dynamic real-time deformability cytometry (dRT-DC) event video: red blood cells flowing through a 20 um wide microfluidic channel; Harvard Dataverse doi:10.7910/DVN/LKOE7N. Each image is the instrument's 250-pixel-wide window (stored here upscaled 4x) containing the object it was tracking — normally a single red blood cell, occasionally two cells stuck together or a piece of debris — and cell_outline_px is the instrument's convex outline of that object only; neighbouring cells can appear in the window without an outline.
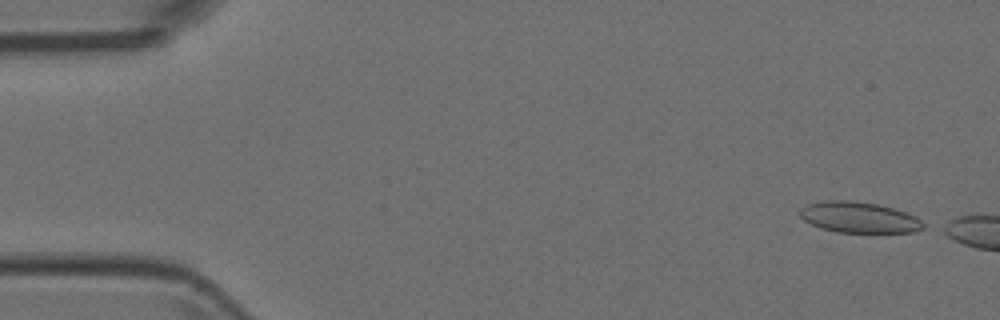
{"species": "Egyptian fruit bat (a non-hibernating species)", "species_latin": "Rousettus aegyptiacus", "temperature_condition": "room temperature", "stored_images_in_passage": 3, "camera_frame_rate_fps": 3000, "um_per_image_px": 0.085, "animal": {"sex": "female"}, "frame": {"image": 1, "passage_image": 1, "time_ms": 0.0, "image_size_px": [1000, 320], "cell_outline_px": [[928, 224], [924, 228], [916, 232], [836, 232], [820, 228], [804, 220], [800, 216], [800, 208], [808, 204], [824, 200], [848, 200], [876, 204], [908, 212], [916, 216]], "centroid_in_image_um": [73.06, 18.48], "position_along_channel_um": 11.9, "area_um2": 22.37}}